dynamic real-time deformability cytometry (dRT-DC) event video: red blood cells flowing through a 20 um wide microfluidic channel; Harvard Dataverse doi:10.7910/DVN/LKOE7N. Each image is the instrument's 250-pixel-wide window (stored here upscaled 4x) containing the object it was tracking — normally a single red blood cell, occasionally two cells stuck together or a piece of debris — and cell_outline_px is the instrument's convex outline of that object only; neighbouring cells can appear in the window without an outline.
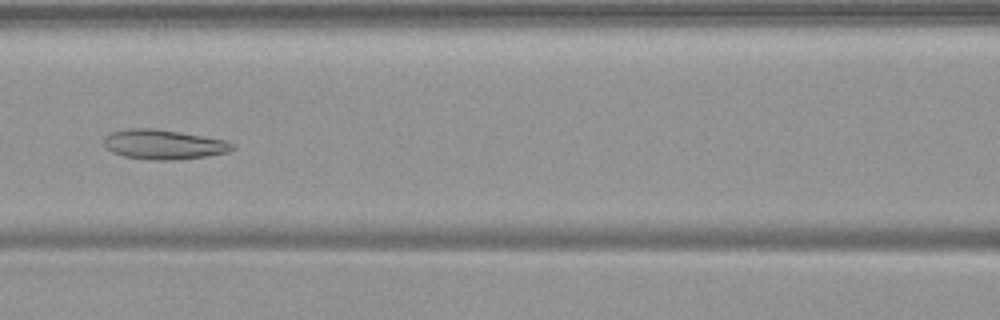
{"species": "common noctule bat (a hibernating species)", "species_latin": "Nyctalus noctula", "temperature_condition": "warm", "stored_images_in_passage": 55, "camera_frame_rate_fps": 3000, "um_per_image_px": 0.085, "animal": {"sex": "female", "body_mass_g": 19.9}, "frame": {"image": 1, "passage_image": 25, "time_ms": 8.0, "image_size_px": [1000, 320], "cell_outline_px": [[236, 148], [228, 152], [208, 156], [176, 160], [148, 160], [124, 156], [112, 152], [104, 148], [104, 136], [108, 132], [128, 128], [152, 128], [180, 132], [224, 140], [236, 144]], "centroid_in_image_um": [13.88, 12.28], "position_along_channel_um": 152.7, "area_um2": 22.54}}
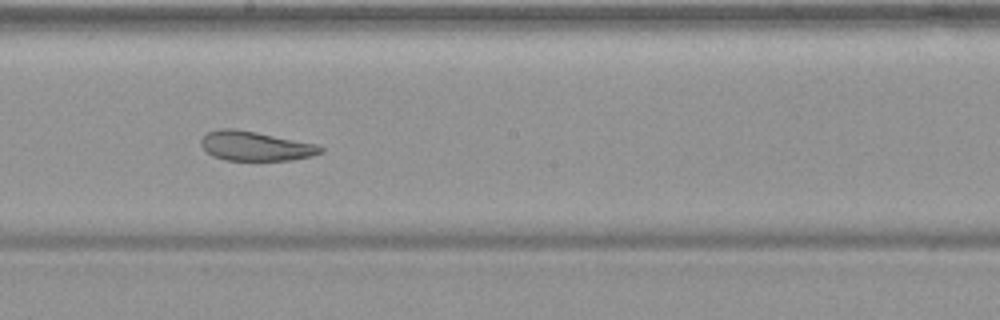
{"frame": {"image": 2, "passage_image": 31, "time_ms": 10.0, "image_size_px": [1000, 320], "cell_outline_px": [[324, 152], [312, 156], [292, 160], [224, 160], [212, 156], [200, 144], [200, 140], [208, 132], [220, 128], [236, 128], [316, 144], [324, 148]], "centroid_in_image_um": [21.71, 12.41], "position_along_channel_um": 226.5, "area_um2": 20.52}}
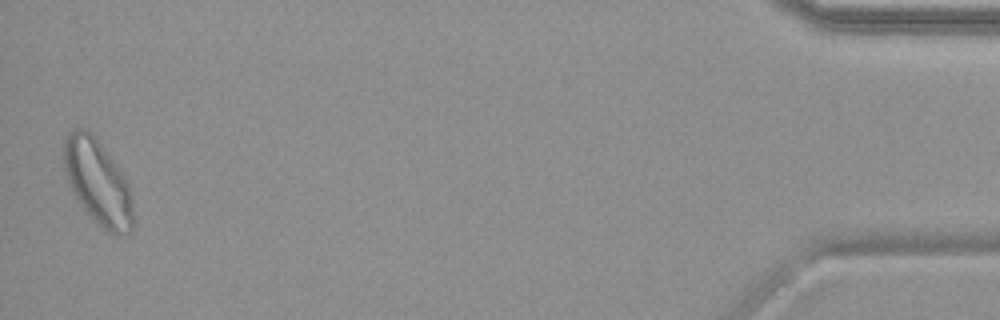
{"frame": {"image": 3, "passage_image": 54, "time_ms": 17.667, "image_size_px": [1000, 320], "cell_outline_px": [[132, 232], [116, 236], [108, 232], [80, 204], [64, 172], [64, 140], [68, 132], [76, 128], [88, 128], [96, 136], [120, 168], [128, 184], [132, 196]], "centroid_in_image_um": [8.32, 15.43], "position_along_channel_um": 426.9, "area_um2": 34.22}, "authors_computed_cell_mechanics": {"area_um2": 28.9, "velocity_mm_per_s": 3.7177, "shape_relaxation_time_tau1_ms": null, "shape_relaxation_time_tau2_ms": 2.6169, "deformation_change_tau1": null, "deformation_change_tau2": 0.108}}